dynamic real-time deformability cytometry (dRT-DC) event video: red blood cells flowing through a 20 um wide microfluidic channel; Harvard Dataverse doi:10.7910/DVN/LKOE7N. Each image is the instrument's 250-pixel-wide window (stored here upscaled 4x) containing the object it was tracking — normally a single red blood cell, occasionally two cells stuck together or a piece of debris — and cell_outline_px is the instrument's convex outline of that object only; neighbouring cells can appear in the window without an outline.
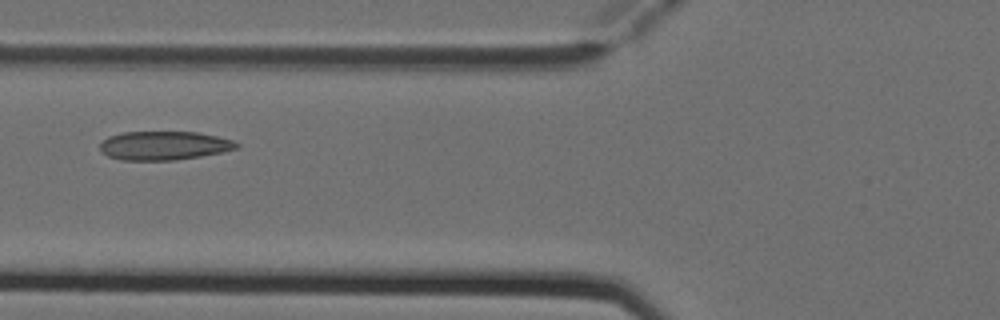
{"species": "Egyptian fruit bat (a non-hibernating species)", "species_latin": "Rousettus aegyptiacus", "temperature_condition": "cold", "stored_images_in_passage": 5, "camera_frame_rate_fps": 3000, "um_per_image_px": 0.085, "animal": {"sex": "female"}, "frame": {"image": 1, "passage_image": 5, "time_ms": 1.333, "image_size_px": [1000, 320], "cell_outline_px": [[240, 148], [224, 152], [176, 160], [120, 160], [108, 156], [100, 148], [100, 144], [108, 136], [124, 132], [196, 132], [216, 136], [232, 140], [240, 144]], "centroid_in_image_um": [13.97, 12.38], "position_along_channel_um": 111.8, "area_um2": 22.89}}